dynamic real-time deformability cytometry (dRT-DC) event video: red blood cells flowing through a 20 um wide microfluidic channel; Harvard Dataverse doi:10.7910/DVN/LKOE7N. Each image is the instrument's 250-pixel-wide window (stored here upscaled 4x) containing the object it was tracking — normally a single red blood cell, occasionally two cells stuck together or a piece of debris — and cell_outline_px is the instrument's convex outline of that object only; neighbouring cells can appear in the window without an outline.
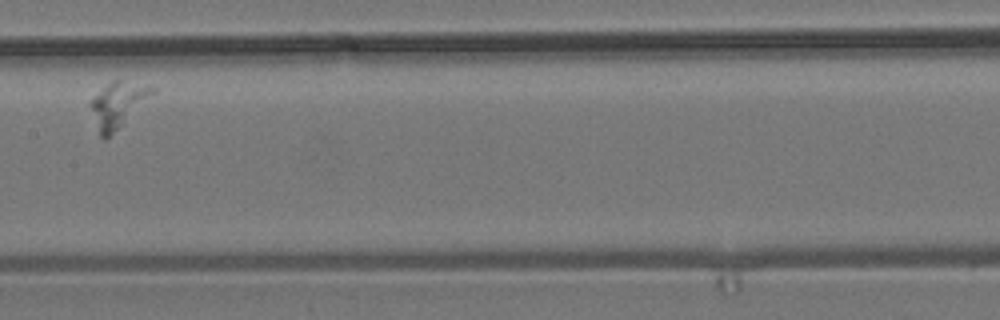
{"species": "common noctule bat (a hibernating species)", "species_latin": "Nyctalus noctula", "temperature_condition": "room temperature", "stored_images_in_passage": 10, "camera_frame_rate_fps": 3000, "um_per_image_px": 0.085, "animal": {"sex": "male", "body_mass_g": 19.2, "forearm_length_mm": 51.8}, "frame": {"image": 1, "passage_image": 5, "time_ms": 1.333, "image_size_px": [1000, 320], "cell_outline_px": [[156, 92], [104, 140], [100, 136], [88, 104], [112, 80], [120, 80], [156, 88]], "centroid_in_image_um": [10.01, 8.89], "position_along_channel_um": 197.4, "area_um2": 15.55}}
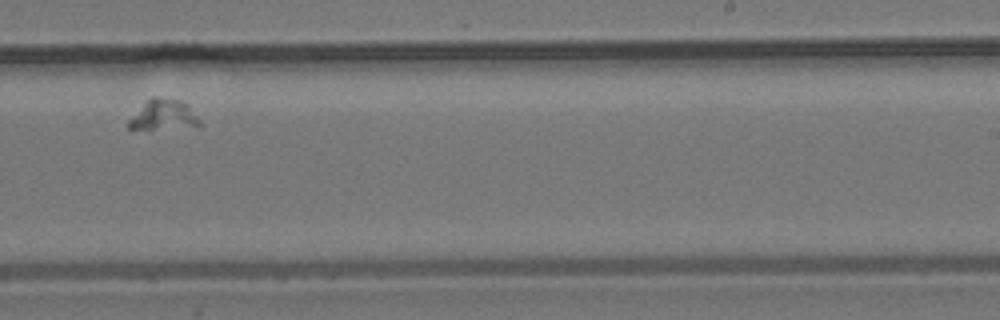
{"frame": {"image": 2, "passage_image": 7, "time_ms": 2.0, "image_size_px": [1000, 320], "cell_outline_px": [[200, 128], [128, 128], [128, 120], [152, 96], [156, 96], [180, 100], [188, 104], [200, 120]], "centroid_in_image_um": [13.98, 9.77], "position_along_channel_um": 275.0, "area_um2": 12.48}}
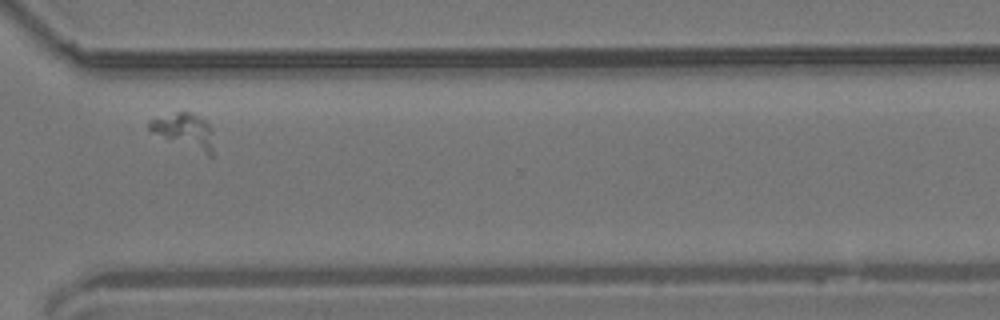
{"frame": {"image": 3, "passage_image": 9, "time_ms": 2.667, "image_size_px": [1000, 320], "cell_outline_px": [[212, 156], [208, 156], [164, 136], [148, 128], [148, 120], [176, 112], [192, 112], [200, 116], [212, 128]], "centroid_in_image_um": [15.74, 11.09], "position_along_channel_um": 354.9, "area_um2": 12.6}}